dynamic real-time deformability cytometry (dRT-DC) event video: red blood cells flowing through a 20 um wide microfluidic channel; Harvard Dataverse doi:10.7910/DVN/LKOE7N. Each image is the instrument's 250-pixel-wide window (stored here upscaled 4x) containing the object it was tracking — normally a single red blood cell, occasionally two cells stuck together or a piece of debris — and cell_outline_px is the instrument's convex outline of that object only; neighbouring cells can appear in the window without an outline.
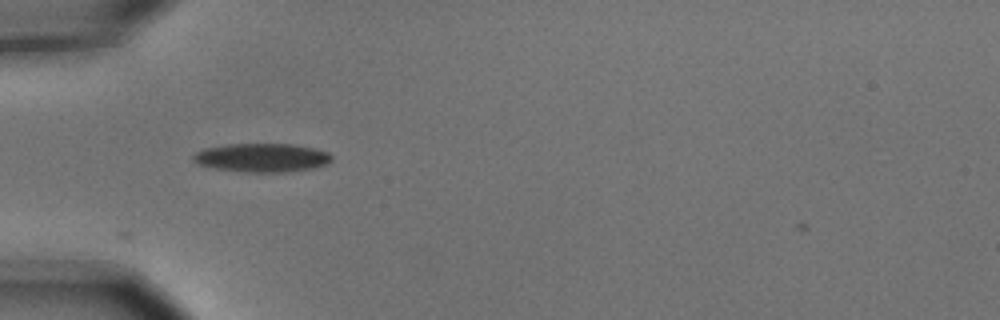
{"species": "common noctule bat (a hibernating species)", "species_latin": "Nyctalus noctula", "temperature_condition": "cold", "stored_images_in_passage": 2, "camera_frame_rate_fps": 3000, "um_per_image_px": 0.085, "animal": {"sex": "male", "body_mass_g": 15.6}, "frame": {"image": 1, "passage_image": 1, "time_ms": 0.0, "image_size_px": [1000, 320], "cell_outline_px": [[332, 160], [328, 164], [312, 168], [288, 172], [244, 172], [216, 168], [196, 164], [192, 160], [192, 156], [196, 152], [204, 148], [228, 144], [292, 144], [312, 148], [328, 152], [332, 156]], "centroid_in_image_um": [22.25, 13.4], "position_along_channel_um": 62.7, "area_um2": 23.18}}
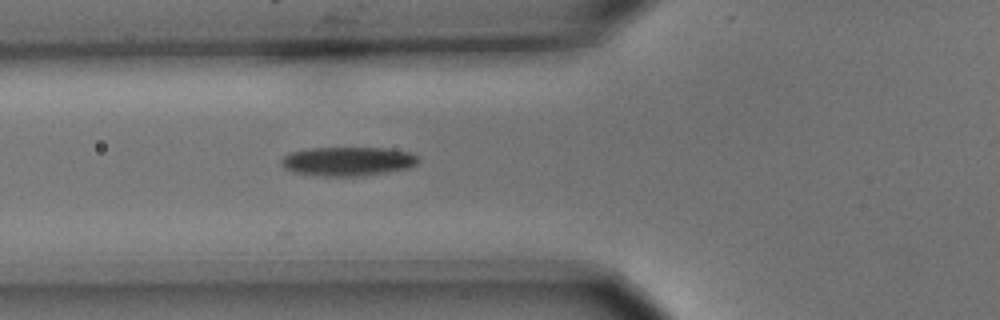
{"frame": {"image": 2, "passage_image": 2, "time_ms": 0.333, "image_size_px": [1000, 320], "cell_outline_px": [[420, 160], [416, 164], [408, 168], [388, 172], [364, 176], [324, 176], [296, 172], [284, 168], [280, 164], [280, 160], [288, 152], [308, 148], [384, 148], [412, 152], [420, 156]], "centroid_in_image_um": [29.59, 13.7], "position_along_channel_um": 96.2, "area_um2": 23.41}}